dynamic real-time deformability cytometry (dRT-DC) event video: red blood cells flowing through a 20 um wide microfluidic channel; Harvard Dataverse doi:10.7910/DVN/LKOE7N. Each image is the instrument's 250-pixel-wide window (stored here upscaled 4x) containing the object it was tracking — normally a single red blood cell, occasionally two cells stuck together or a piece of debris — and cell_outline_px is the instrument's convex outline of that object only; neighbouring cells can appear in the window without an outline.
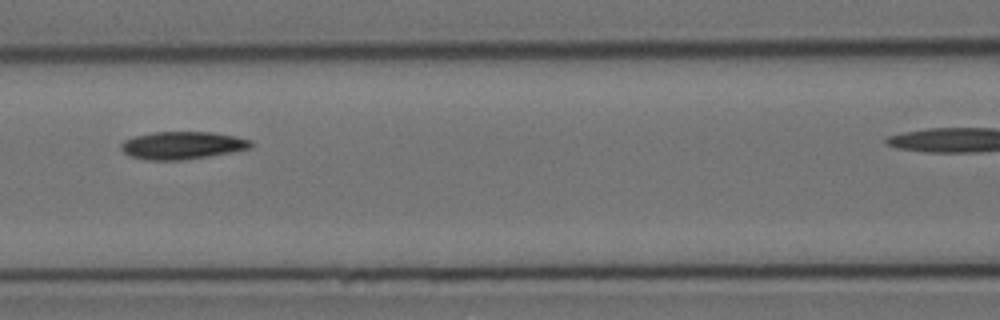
{"species": "Egyptian fruit bat (a non-hibernating species)", "species_latin": "Rousettus aegyptiacus", "temperature_condition": "cold", "stored_images_in_passage": 9, "camera_frame_rate_fps": 3000, "um_per_image_px": 0.085, "animal": {"sex": "female"}, "frame": {"image": 1, "passage_image": 7, "time_ms": 7.333, "image_size_px": [1000, 320], "cell_outline_px": [[252, 148], [232, 152], [208, 156], [180, 160], [148, 160], [132, 156], [124, 152], [120, 148], [120, 144], [124, 140], [132, 136], [152, 132], [212, 132], [236, 136], [252, 140]], "centroid_in_image_um": [15.5, 12.34], "position_along_channel_um": 151.1, "area_um2": 20.98}}
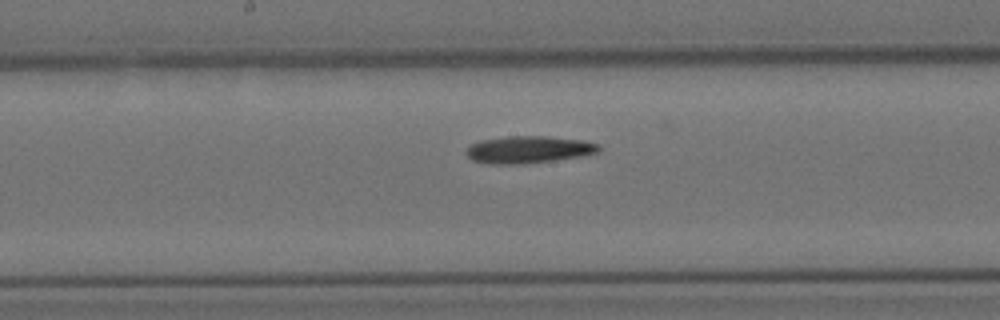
{"frame": {"image": 2, "passage_image": 9, "time_ms": 10.667, "image_size_px": [1000, 320], "cell_outline_px": [[600, 152], [584, 156], [556, 160], [524, 164], [488, 164], [472, 160], [464, 152], [472, 144], [480, 140], [508, 136], [548, 136], [584, 140], [600, 144]], "centroid_in_image_um": [44.97, 12.72], "position_along_channel_um": 203.2, "area_um2": 21.33}}